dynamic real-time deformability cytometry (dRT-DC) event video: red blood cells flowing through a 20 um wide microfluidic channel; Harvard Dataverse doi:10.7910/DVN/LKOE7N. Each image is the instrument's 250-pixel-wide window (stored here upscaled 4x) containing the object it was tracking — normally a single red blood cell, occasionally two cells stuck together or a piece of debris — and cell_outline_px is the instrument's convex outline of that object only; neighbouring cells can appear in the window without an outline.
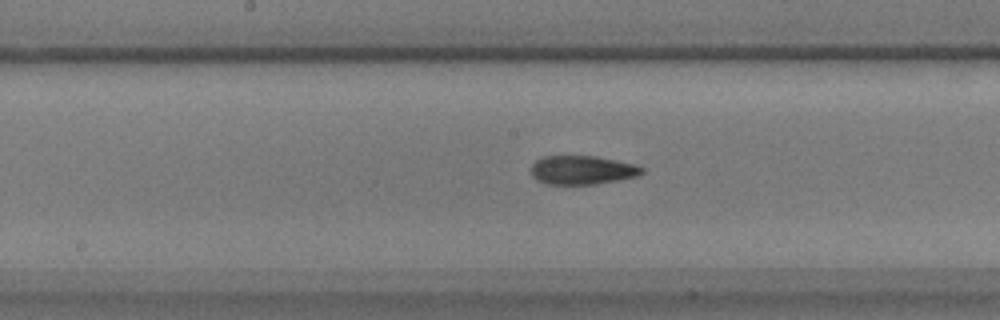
{"species": "common noctule bat (a hibernating species)", "species_latin": "Nyctalus noctula", "temperature_condition": "warm", "stored_images_in_passage": 57, "camera_frame_rate_fps": 3000, "um_per_image_px": 0.085, "animal": {"sex": "male", "body_mass_g": 17.9}, "frame": {"image": 1, "passage_image": 28, "time_ms": 9.0, "image_size_px": [1000, 320], "cell_outline_px": [[644, 172], [640, 176], [596, 184], [548, 184], [536, 180], [532, 176], [532, 164], [536, 160], [544, 156], [596, 156], [636, 164], [644, 168]], "centroid_in_image_um": [49.52, 14.45], "position_along_channel_um": 198.7, "area_um2": 18.73}}
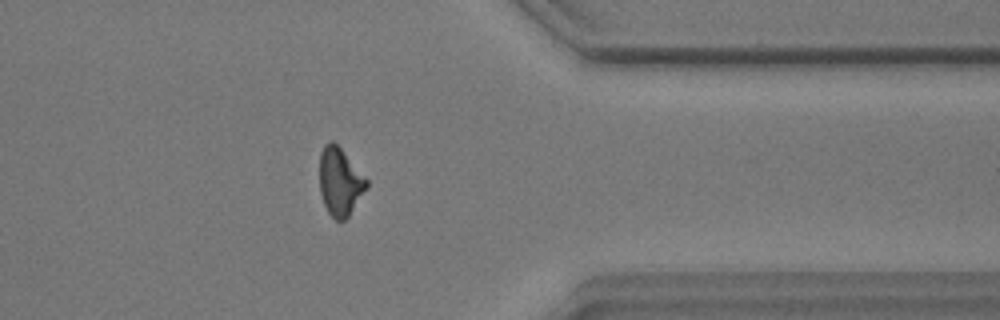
{"frame": {"image": 2, "passage_image": 45, "time_ms": 14.667, "image_size_px": [1000, 320], "cell_outline_px": [[368, 188], [348, 216], [344, 220], [336, 220], [328, 212], [324, 204], [320, 192], [320, 152], [324, 144], [332, 140], [340, 148], [368, 180]], "centroid_in_image_um": [28.9, 15.45], "position_along_channel_um": 382.5, "area_um2": 18.44}}
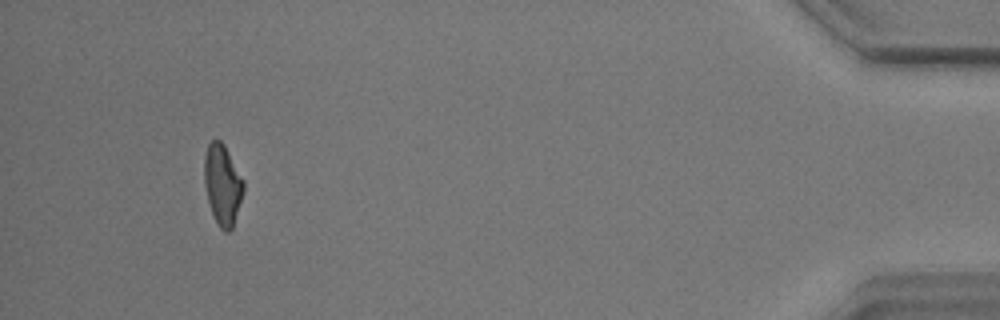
{"frame": {"image": 3, "passage_image": 53, "time_ms": 17.333, "image_size_px": [1000, 320], "cell_outline_px": [[244, 192], [232, 228], [228, 232], [224, 232], [220, 228], [212, 212], [208, 200], [204, 184], [204, 156], [208, 144], [212, 140], [220, 140], [224, 144], [244, 180]], "centroid_in_image_um": [18.92, 15.68], "position_along_channel_um": 416.3, "area_um2": 18.38}, "authors_computed_cell_mechanics": {"area_um2": 18.4382, "velocity_mm_per_s": 3.4878, "shape_relaxation_time_tau1_ms": 6.2378, "shape_relaxation_time_tau2_ms": 3.7101, "deformation_change_tau1": 0.1979, "deformation_change_tau2": 0.1272}}